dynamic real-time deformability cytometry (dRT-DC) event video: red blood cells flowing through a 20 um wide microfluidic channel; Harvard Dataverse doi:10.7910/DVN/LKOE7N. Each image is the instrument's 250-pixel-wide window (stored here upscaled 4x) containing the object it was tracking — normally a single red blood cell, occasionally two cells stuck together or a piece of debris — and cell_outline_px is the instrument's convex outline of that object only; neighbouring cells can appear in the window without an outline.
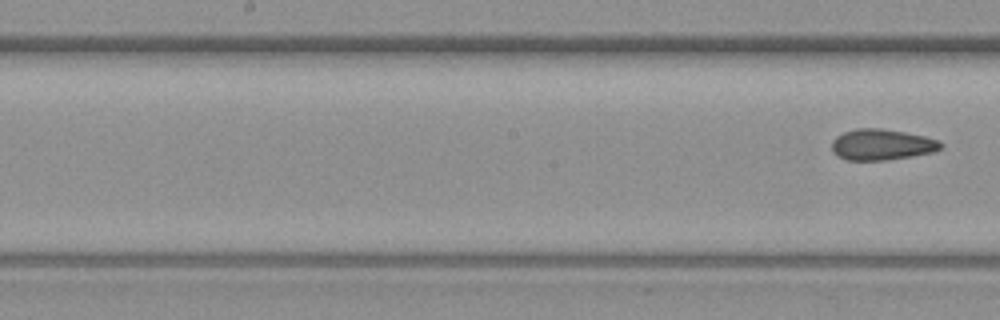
{"species": "common noctule bat (a hibernating species)", "species_latin": "Nyctalus noctula", "temperature_condition": "warm", "stored_images_in_passage": 5, "segment_of_instrument_passage": [2, 2], "camera_frame_rate_fps": 3000, "um_per_image_px": 0.085, "animal": {"sex": "female", "body_mass_g": 19.3, "forearm_length_mm": 54.1}, "frame": {"image": 1, "passage_image": 5, "time_ms": 6.0, "image_size_px": [1000, 320], "cell_outline_px": [[944, 144], [940, 148], [932, 152], [912, 156], [888, 160], [844, 160], [832, 152], [832, 140], [836, 136], [844, 132], [856, 128], [880, 128], [904, 132], [924, 136], [940, 140]], "centroid_in_image_um": [74.93, 12.29], "position_along_channel_um": 173.3, "area_um2": 19.77}}